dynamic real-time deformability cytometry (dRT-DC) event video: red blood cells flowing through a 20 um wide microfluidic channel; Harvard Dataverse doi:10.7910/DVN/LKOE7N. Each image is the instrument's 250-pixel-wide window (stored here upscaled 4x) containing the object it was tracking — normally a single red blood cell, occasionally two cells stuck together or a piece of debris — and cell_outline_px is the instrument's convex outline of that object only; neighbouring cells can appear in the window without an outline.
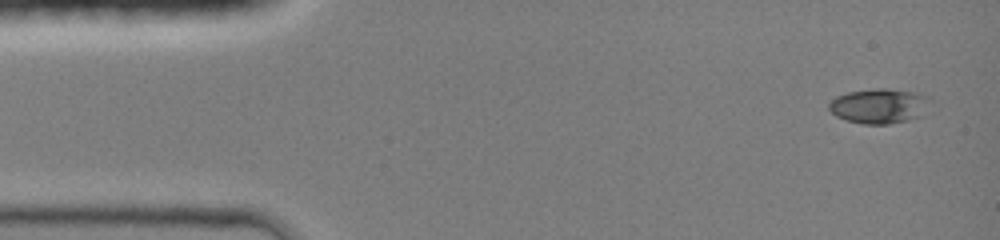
{"species": "common noctule bat (a hibernating species)", "species_latin": "Nyctalus noctula", "temperature_condition": "room temperature", "stored_images_in_passage": 13, "camera_frame_rate_fps": 3000, "um_per_image_px": 0.085, "animal": {"sex": "female", "body_mass_g": 19.0, "forearm_length_mm": 51.5}, "frame": {"image": 1, "passage_image": 1, "time_ms": 0.0, "image_size_px": [1000, 240], "cell_outline_px": [[932, 100], [920, 116], [908, 120], [888, 124], [864, 124], [848, 120], [836, 116], [828, 108], [828, 104], [836, 96], [848, 92], [872, 88], [888, 88], [916, 92], [928, 96]], "centroid_in_image_um": [74.74, 8.99], "position_along_channel_um": 10.3, "area_um2": 20.63}}
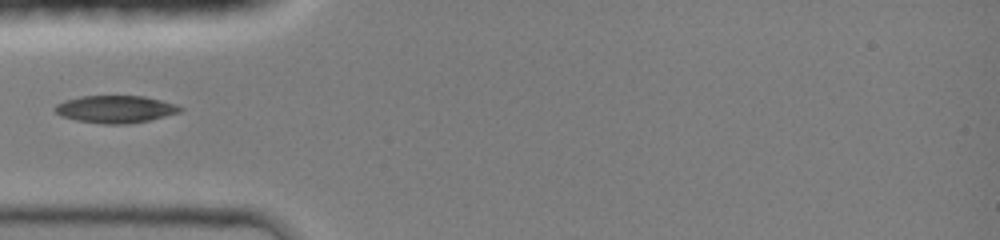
{"frame": {"image": 2, "passage_image": 8, "time_ms": 4.0, "image_size_px": [1000, 240], "cell_outline_px": [[184, 108], [180, 112], [148, 120], [128, 124], [104, 124], [76, 120], [60, 116], [52, 108], [56, 104], [64, 100], [80, 96], [144, 96], [176, 104]], "centroid_in_image_um": [9.77, 9.28], "position_along_channel_um": 75.2, "area_um2": 20.0}}
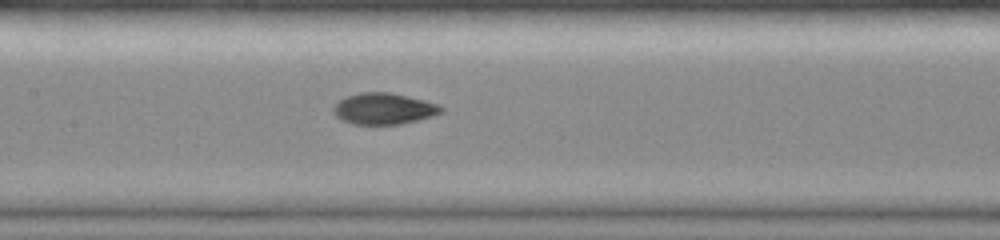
{"frame": {"image": 3, "passage_image": 13, "time_ms": 6.333, "image_size_px": [1000, 240], "cell_outline_px": [[444, 112], [432, 116], [400, 124], [352, 124], [340, 120], [332, 112], [332, 108], [340, 100], [348, 96], [360, 92], [388, 92], [424, 100], [440, 104], [444, 108]], "centroid_in_image_um": [32.62, 9.24], "position_along_channel_um": 174.8, "area_um2": 19.65}}